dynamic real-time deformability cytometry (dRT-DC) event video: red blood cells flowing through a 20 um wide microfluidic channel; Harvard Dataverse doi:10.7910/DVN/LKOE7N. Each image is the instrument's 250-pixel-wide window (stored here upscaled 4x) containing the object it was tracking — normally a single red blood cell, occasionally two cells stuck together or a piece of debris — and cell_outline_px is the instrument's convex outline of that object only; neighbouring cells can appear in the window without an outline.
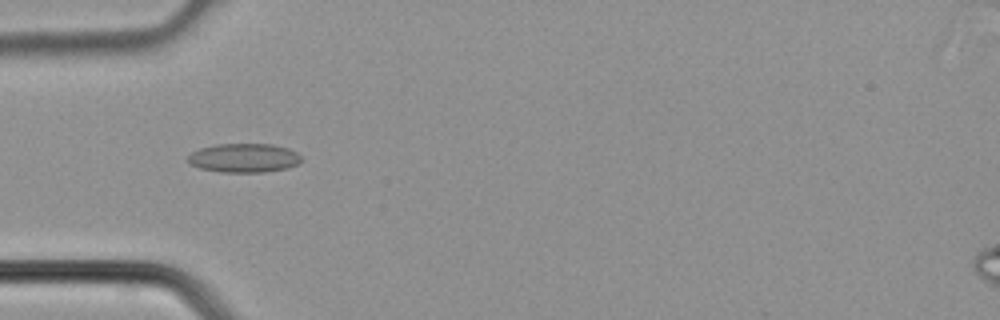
{"species": "common noctule bat (a hibernating species)", "species_latin": "Nyctalus noctula", "temperature_condition": "cold", "stored_images_in_passage": 38, "camera_frame_rate_fps": 3000, "um_per_image_px": 0.085, "animal": {"sex": "male", "body_mass_g": 21.5, "forearm_length_mm": 52.0}, "frame": {"image": 1, "passage_image": 12, "time_ms": 3.667, "image_size_px": [1000, 320], "cell_outline_px": [[304, 160], [288, 168], [264, 172], [220, 172], [200, 168], [188, 164], [184, 160], [192, 152], [200, 148], [216, 144], [272, 144], [288, 148], [296, 152]], "centroid_in_image_um": [20.71, 13.43], "position_along_channel_um": 64.3, "area_um2": 19.36}}
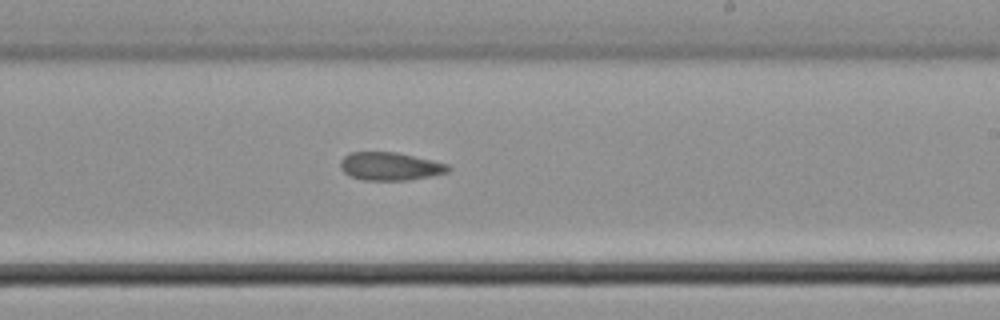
{"frame": {"image": 2, "passage_image": 23, "time_ms": 7.333, "image_size_px": [1000, 320], "cell_outline_px": [[452, 168], [448, 172], [432, 176], [408, 180], [364, 180], [352, 176], [344, 172], [340, 168], [340, 160], [344, 156], [352, 152], [396, 152], [432, 160], [448, 164]], "centroid_in_image_um": [33.18, 14.14], "position_along_channel_um": 255.8, "area_um2": 17.63}}
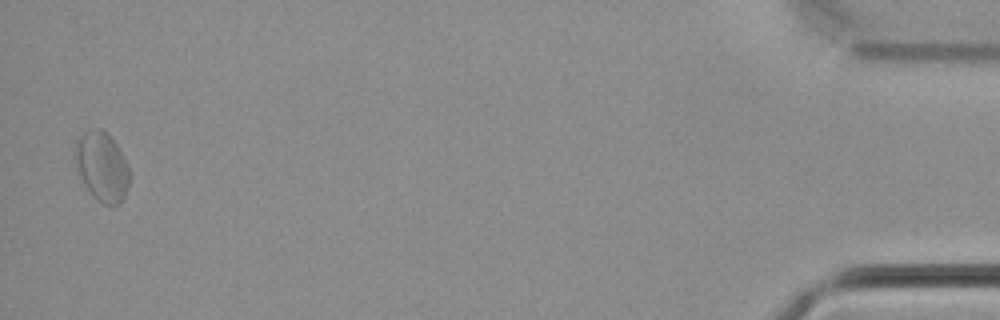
{"frame": {"image": 3, "passage_image": 38, "time_ms": 12.333, "image_size_px": [1000, 320], "cell_outline_px": [[132, 172], [128, 188], [120, 204], [104, 204], [92, 196], [84, 184], [76, 168], [76, 136], [92, 128], [100, 128], [116, 144], [128, 164]], "centroid_in_image_um": [8.68, 14.16], "position_along_channel_um": 426.5, "area_um2": 22.02}}